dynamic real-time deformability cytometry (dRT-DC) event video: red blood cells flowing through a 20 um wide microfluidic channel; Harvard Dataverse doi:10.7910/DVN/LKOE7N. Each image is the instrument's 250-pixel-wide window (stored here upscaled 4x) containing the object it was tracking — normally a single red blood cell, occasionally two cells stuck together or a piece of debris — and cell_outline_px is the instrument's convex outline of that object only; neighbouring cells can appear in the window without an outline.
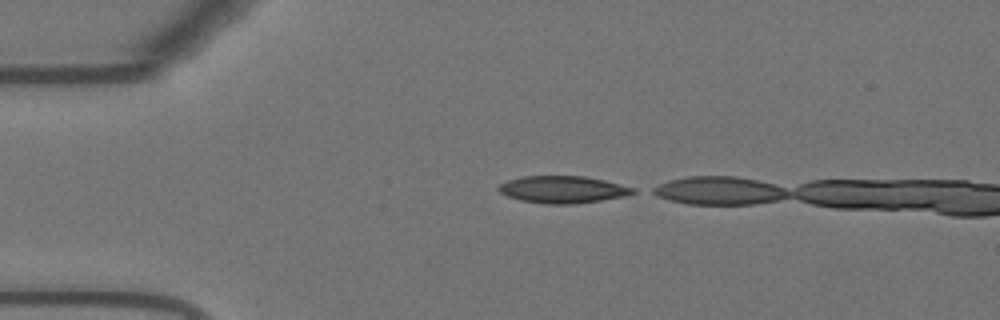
{"species": "Egyptian fruit bat (a non-hibernating species)", "species_latin": "Rousettus aegyptiacus", "temperature_condition": "warm", "stored_images_in_passage": 4, "camera_frame_rate_fps": 3000, "um_per_image_px": 0.085, "animal": {"sex": "female"}, "frame": {"image": 1, "passage_image": 1, "time_ms": 0.0, "image_size_px": [1000, 320], "cell_outline_px": [[636, 192], [624, 196], [576, 204], [544, 204], [520, 200], [508, 196], [500, 192], [496, 188], [500, 184], [508, 180], [520, 176], [584, 176], [604, 180], [636, 188]], "centroid_in_image_um": [47.82, 16.1], "position_along_channel_um": 37.2, "area_um2": 21.27}}